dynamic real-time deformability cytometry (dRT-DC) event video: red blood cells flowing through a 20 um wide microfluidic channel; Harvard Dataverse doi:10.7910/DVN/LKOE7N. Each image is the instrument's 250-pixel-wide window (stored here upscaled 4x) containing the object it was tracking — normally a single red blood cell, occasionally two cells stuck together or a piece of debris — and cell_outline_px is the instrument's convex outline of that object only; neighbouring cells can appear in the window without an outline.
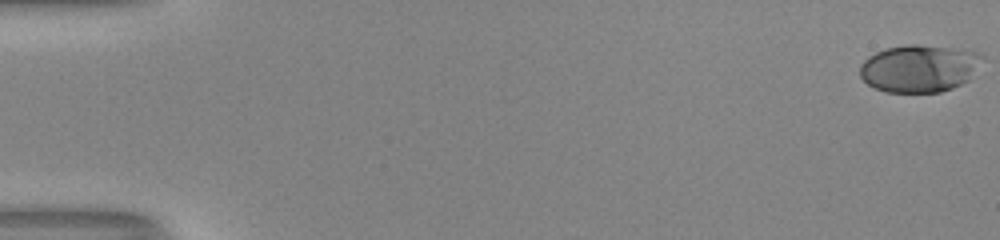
{"species": "human", "species_latin": "Homo sapiens", "temperature_condition": "room temperature", "stored_images_in_passage": 54, "camera_frame_rate_fps": 3000, "um_per_image_px": 0.085, "donor": {"sex": "male"}, "frame": {"image": 1, "passage_image": 1, "time_ms": 0.0, "image_size_px": [1000, 240], "cell_outline_px": [[984, 56], [968, 80], [952, 88], [940, 92], [884, 92], [868, 84], [860, 76], [860, 64], [868, 56], [884, 48], [904, 44], [916, 44], [952, 48], [976, 52]], "centroid_in_image_um": [78.09, 5.8], "position_along_channel_um": 6.9, "area_um2": 33.7}}
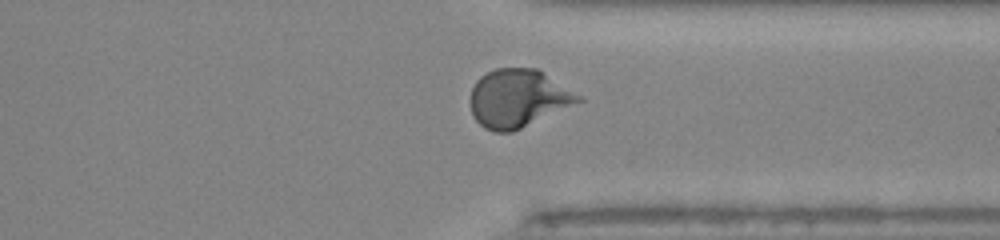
{"frame": {"image": 2, "passage_image": 42, "time_ms": 13.667, "image_size_px": [1000, 240], "cell_outline_px": [[584, 100], [512, 132], [496, 132], [484, 128], [472, 116], [468, 100], [472, 88], [476, 80], [480, 76], [496, 68], [536, 68], [584, 96]], "centroid_in_image_um": [44.02, 8.35], "position_along_channel_um": 367.4, "area_um2": 36.76}}
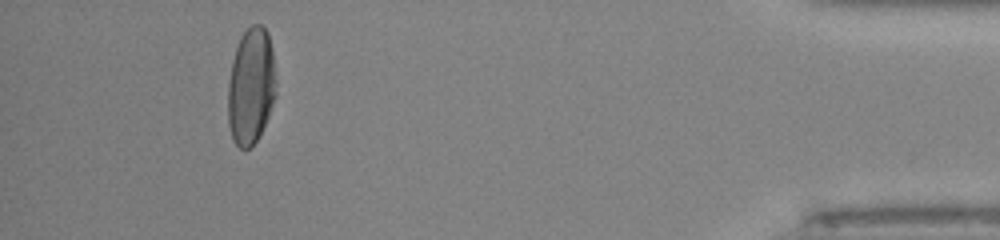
{"frame": {"image": 3, "passage_image": 50, "time_ms": 16.333, "image_size_px": [1000, 240], "cell_outline_px": [[276, 96], [268, 116], [256, 140], [248, 148], [240, 148], [232, 140], [228, 124], [228, 84], [232, 60], [240, 36], [252, 24], [260, 24], [268, 32], [272, 48], [276, 80]], "centroid_in_image_um": [21.33, 7.3], "position_along_channel_um": 413.9, "area_um2": 32.77}, "authors_computed_cell_mechanics": {"area_um2": 34.102, "velocity_mm_per_s": 4.0495, "shape_relaxation_time_tau1_ms": 4.576, "shape_relaxation_time_tau2_ms": null, "deformation_change_tau1": 0.2011, "deformation_change_tau2": null}}